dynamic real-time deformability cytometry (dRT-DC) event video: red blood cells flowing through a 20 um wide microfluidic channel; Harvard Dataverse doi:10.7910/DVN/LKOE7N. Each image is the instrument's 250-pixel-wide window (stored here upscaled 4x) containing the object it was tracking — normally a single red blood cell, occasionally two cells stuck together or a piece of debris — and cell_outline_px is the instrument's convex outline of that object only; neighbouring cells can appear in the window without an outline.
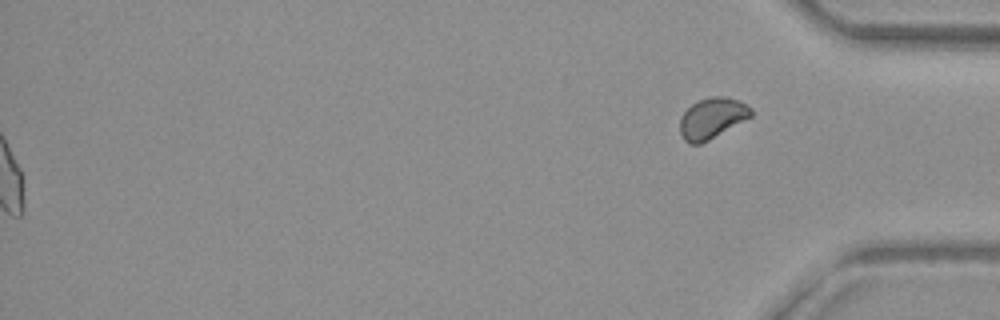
{"species": "common noctule bat (a hibernating species)", "species_latin": "Nyctalus noctula", "temperature_condition": "warm", "stored_images_in_passage": 56, "segment_of_instrument_passage": [2, 2], "camera_frame_rate_fps": 3000, "um_per_image_px": 0.085, "animal": {"sex": "female", "body_mass_g": 29.2, "forearm_length_mm": 56.3}, "frame": {"image": 1, "passage_image": 56, "time_ms": 18.333, "image_size_px": [1000, 320], "cell_outline_px": [[752, 116], [708, 140], [700, 144], [688, 144], [684, 140], [680, 132], [680, 120], [684, 112], [692, 104], [708, 96], [728, 96], [740, 100], [752, 108]], "centroid_in_image_um": [60.53, 10.03], "position_along_channel_um": 374.7, "area_um2": 16.88}}